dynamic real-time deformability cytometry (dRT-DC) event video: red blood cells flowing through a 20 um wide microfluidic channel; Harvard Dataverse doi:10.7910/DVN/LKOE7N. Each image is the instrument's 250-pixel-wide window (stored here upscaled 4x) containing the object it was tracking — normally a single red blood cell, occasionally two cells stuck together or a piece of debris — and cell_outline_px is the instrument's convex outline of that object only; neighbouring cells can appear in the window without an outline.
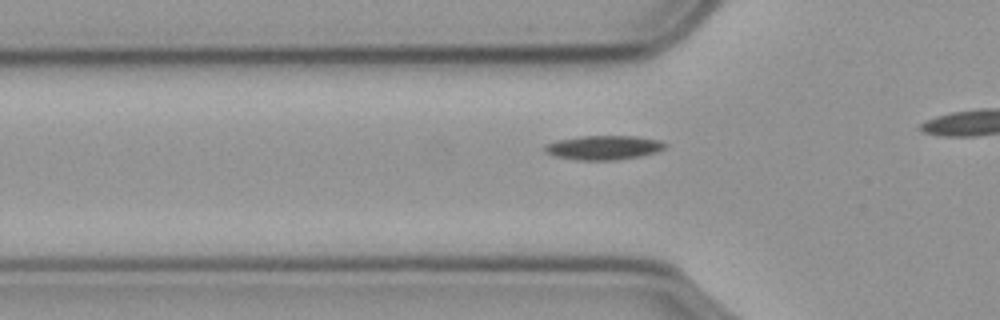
{"species": "common noctule bat (a hibernating species)", "species_latin": "Nyctalus noctula", "temperature_condition": "cold", "stored_images_in_passage": 16, "camera_frame_rate_fps": 3000, "um_per_image_px": 0.085, "animal": {"sex": "male", "body_mass_g": 23.1, "forearm_length_mm": 52.7}, "frame": {"image": 1, "passage_image": 10, "time_ms": 3.0, "image_size_px": [1000, 320], "cell_outline_px": [[668, 144], [664, 148], [656, 152], [640, 156], [612, 160], [576, 160], [556, 156], [544, 152], [544, 144], [556, 140], [580, 136], [636, 136], [660, 140]], "centroid_in_image_um": [51.28, 12.53], "position_along_channel_um": 74.5, "area_um2": 17.05}}
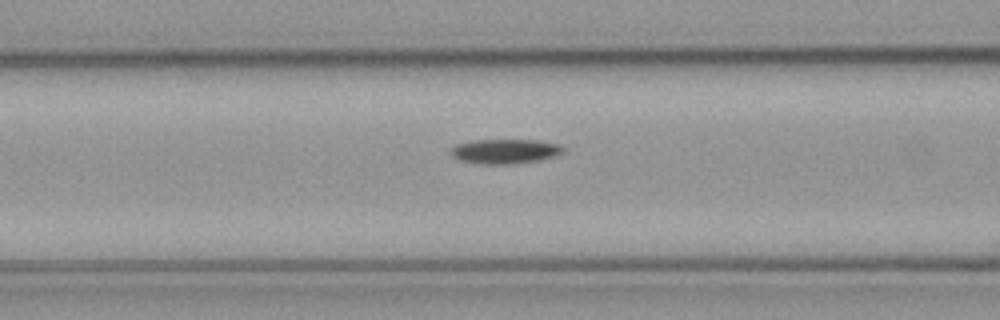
{"frame": {"image": 2, "passage_image": 14, "time_ms": 4.333, "image_size_px": [1000, 320], "cell_outline_px": [[564, 152], [556, 156], [540, 160], [512, 164], [480, 164], [460, 160], [452, 156], [448, 152], [448, 148], [456, 144], [472, 140], [536, 140], [560, 144], [564, 148]], "centroid_in_image_um": [42.89, 12.86], "position_along_channel_um": 123.7, "area_um2": 16.42}}